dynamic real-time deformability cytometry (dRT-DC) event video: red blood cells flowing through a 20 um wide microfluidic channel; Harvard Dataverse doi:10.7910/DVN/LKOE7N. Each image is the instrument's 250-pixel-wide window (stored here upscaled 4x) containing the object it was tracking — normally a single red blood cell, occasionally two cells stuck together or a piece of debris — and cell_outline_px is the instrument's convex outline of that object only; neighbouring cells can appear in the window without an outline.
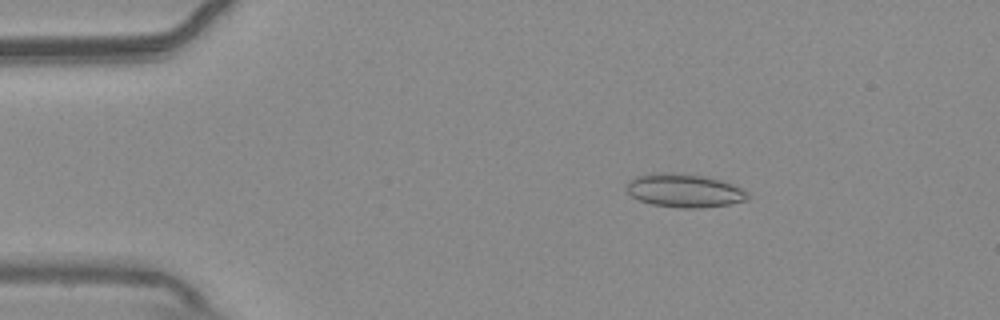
{"species": "common noctule bat (a hibernating species)", "species_latin": "Nyctalus noctula", "temperature_condition": "warm", "stored_images_in_passage": 51, "camera_frame_rate_fps": 3000, "um_per_image_px": 0.085, "animal": {"sex": "male", "body_mass_g": 20.4}, "frame": {"image": 1, "passage_image": 6, "time_ms": 1.667, "image_size_px": [1000, 320], "cell_outline_px": [[752, 196], [748, 200], [728, 204], [704, 208], [680, 208], [652, 204], [640, 200], [632, 196], [624, 188], [624, 184], [628, 180], [636, 176], [656, 172], [668, 172], [704, 176], [720, 180], [732, 184], [748, 192]], "centroid_in_image_um": [58.15, 16.2], "position_along_channel_um": 26.9, "area_um2": 23.87}}
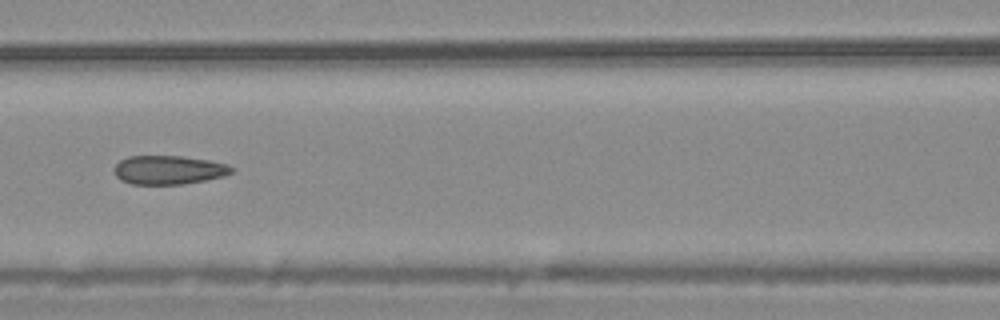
{"frame": {"image": 2, "passage_image": 21, "time_ms": 6.667, "image_size_px": [1000, 320], "cell_outline_px": [[236, 168], [232, 172], [224, 176], [184, 184], [132, 184], [120, 180], [116, 176], [112, 168], [120, 160], [128, 156], [180, 156], [208, 160], [228, 164]], "centroid_in_image_um": [14.32, 14.44], "position_along_channel_um": 152.3, "area_um2": 19.83}}
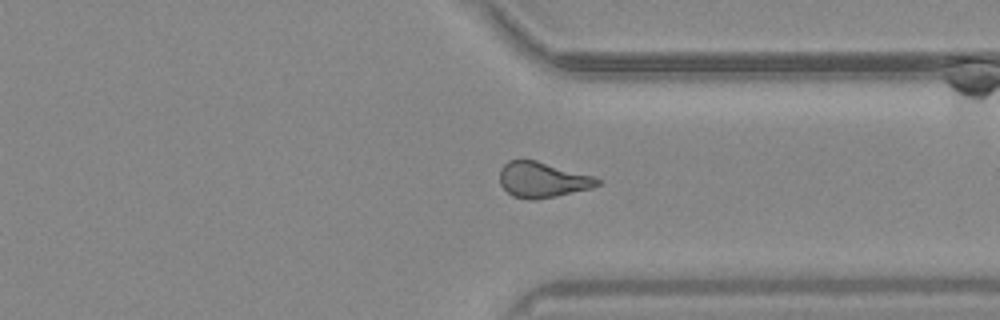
{"frame": {"image": 3, "passage_image": 38, "time_ms": 12.333, "image_size_px": [1000, 320], "cell_outline_px": [[600, 184], [592, 188], [556, 196], [536, 200], [528, 200], [512, 196], [500, 184], [500, 168], [508, 160], [536, 160], [592, 176], [600, 180]], "centroid_in_image_um": [46.08, 15.29], "position_along_channel_um": 365.3, "area_um2": 20.11}, "authors_computed_cell_mechanics": {"area_um2": 20.2878, "velocity_mm_per_s": 3.7597, "shape_relaxation_time_tau1_ms": null, "shape_relaxation_time_tau2_ms": 2.3287, "deformation_change_tau1": null, "deformation_change_tau2": 0.1029}}